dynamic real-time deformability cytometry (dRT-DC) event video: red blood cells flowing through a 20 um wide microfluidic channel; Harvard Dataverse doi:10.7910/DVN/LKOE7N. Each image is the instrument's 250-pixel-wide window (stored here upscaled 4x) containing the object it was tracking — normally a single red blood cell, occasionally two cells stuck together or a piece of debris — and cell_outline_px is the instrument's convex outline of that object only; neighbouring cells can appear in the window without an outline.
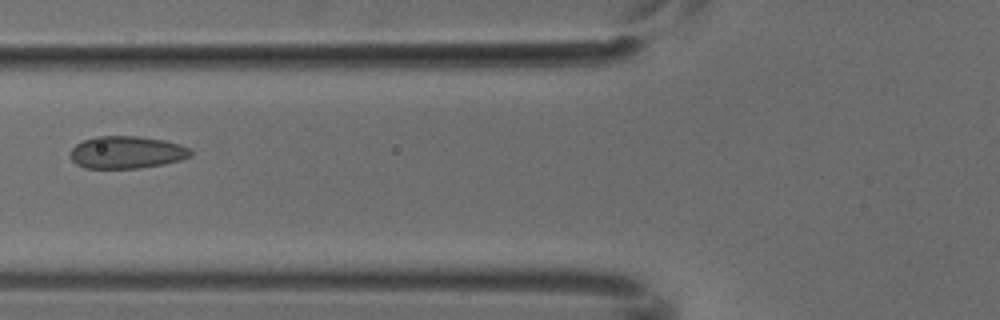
{"species": "common noctule bat (a hibernating species)", "species_latin": "Nyctalus noctula", "temperature_condition": "cold", "stored_images_in_passage": 2, "camera_frame_rate_fps": 3000, "um_per_image_px": 0.085, "animal": {"sex": "male", "body_mass_g": 18.8}, "frame": {"image": 1, "passage_image": 2, "time_ms": 0.333, "image_size_px": [1000, 320], "cell_outline_px": [[192, 156], [180, 160], [164, 164], [140, 168], [84, 168], [76, 164], [68, 156], [68, 152], [76, 144], [84, 140], [96, 136], [136, 136], [164, 140], [180, 144], [188, 148], [192, 152]], "centroid_in_image_um": [10.74, 12.95], "position_along_channel_um": 115.1, "area_um2": 22.89}}